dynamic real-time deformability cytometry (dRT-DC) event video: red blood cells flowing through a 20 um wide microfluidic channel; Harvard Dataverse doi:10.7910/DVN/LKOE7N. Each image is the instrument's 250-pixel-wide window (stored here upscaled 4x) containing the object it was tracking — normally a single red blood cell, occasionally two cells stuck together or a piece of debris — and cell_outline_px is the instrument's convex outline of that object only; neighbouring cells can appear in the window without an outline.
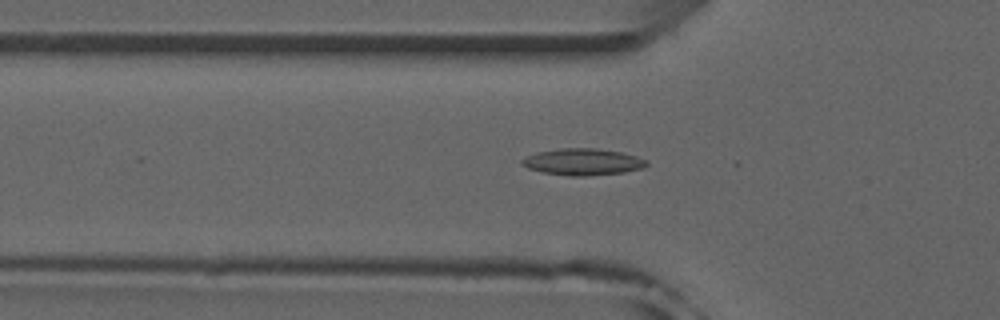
{"species": "common noctule bat (a hibernating species)", "species_latin": "Nyctalus noctula", "temperature_condition": "room temperature", "stored_images_in_passage": 51, "camera_frame_rate_fps": 3000, "um_per_image_px": 0.085, "animal": {"sex": "male", "forearm_length_mm": 52.5}, "frame": {"image": 1, "passage_image": 16, "time_ms": 5.0, "image_size_px": [1000, 320], "cell_outline_px": [[648, 164], [644, 168], [624, 172], [588, 176], [568, 176], [544, 172], [528, 168], [520, 164], [520, 160], [536, 152], [560, 148], [596, 148], [620, 152], [636, 156], [648, 160]], "centroid_in_image_um": [49.55, 13.76], "position_along_channel_um": 76.3, "area_um2": 19.42}}
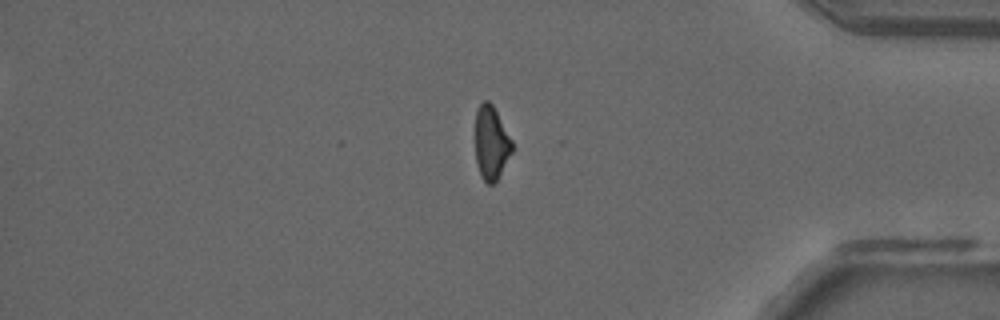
{"frame": {"image": 2, "passage_image": 42, "time_ms": 13.667, "image_size_px": [1000, 320], "cell_outline_px": [[512, 152], [496, 180], [492, 184], [488, 184], [480, 176], [476, 164], [476, 112], [480, 104], [484, 100], [488, 100], [492, 104], [512, 140]], "centroid_in_image_um": [41.74, 12.15], "position_along_channel_um": 393.5, "area_um2": 15.55}}
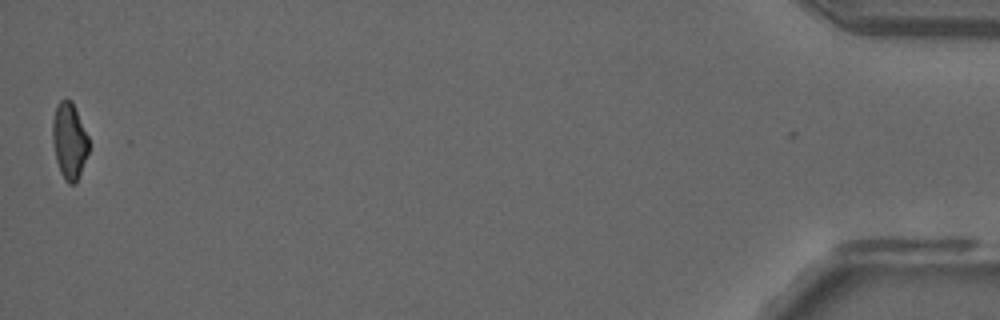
{"frame": {"image": 3, "passage_image": 50, "time_ms": 16.333, "image_size_px": [1000, 320], "cell_outline_px": [[88, 152], [76, 184], [68, 184], [64, 180], [60, 172], [56, 160], [52, 140], [52, 120], [56, 104], [64, 96], [72, 100], [88, 136]], "centroid_in_image_um": [5.87, 11.93], "position_along_channel_um": 429.3, "area_um2": 16.36}, "authors_computed_cell_mechanics": {"area_um2": 17.34, "velocity_mm_per_s": 3.9812, "shape_relaxation_time_tau1_ms": null, "shape_relaxation_time_tau2_ms": 8.8568, "deformation_change_tau1": null, "deformation_change_tau2": 0.1814}}